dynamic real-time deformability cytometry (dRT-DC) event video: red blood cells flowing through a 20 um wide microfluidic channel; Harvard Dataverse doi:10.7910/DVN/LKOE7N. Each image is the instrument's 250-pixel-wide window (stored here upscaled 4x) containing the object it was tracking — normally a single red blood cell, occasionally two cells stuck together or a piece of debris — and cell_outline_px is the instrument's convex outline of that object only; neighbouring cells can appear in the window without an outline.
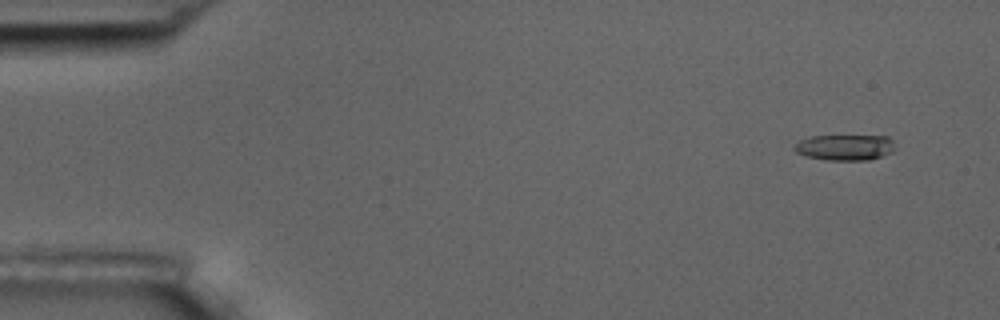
{"species": "common noctule bat (a hibernating species)", "species_latin": "Nyctalus noctula", "temperature_condition": "room temperature", "stored_images_in_passage": 5, "camera_frame_rate_fps": 3000, "um_per_image_px": 0.085, "animal": {"sex": "male", "body_mass_g": 17.5, "forearm_length_mm": 52.3}, "frame": {"image": 1, "passage_image": 2, "time_ms": 1.333, "image_size_px": [1000, 320], "cell_outline_px": [[896, 148], [892, 152], [868, 160], [824, 160], [808, 156], [796, 152], [792, 148], [800, 140], [812, 136], [888, 136], [892, 140]], "centroid_in_image_um": [71.83, 12.52], "position_along_channel_um": 13.2, "area_um2": 15.09}}